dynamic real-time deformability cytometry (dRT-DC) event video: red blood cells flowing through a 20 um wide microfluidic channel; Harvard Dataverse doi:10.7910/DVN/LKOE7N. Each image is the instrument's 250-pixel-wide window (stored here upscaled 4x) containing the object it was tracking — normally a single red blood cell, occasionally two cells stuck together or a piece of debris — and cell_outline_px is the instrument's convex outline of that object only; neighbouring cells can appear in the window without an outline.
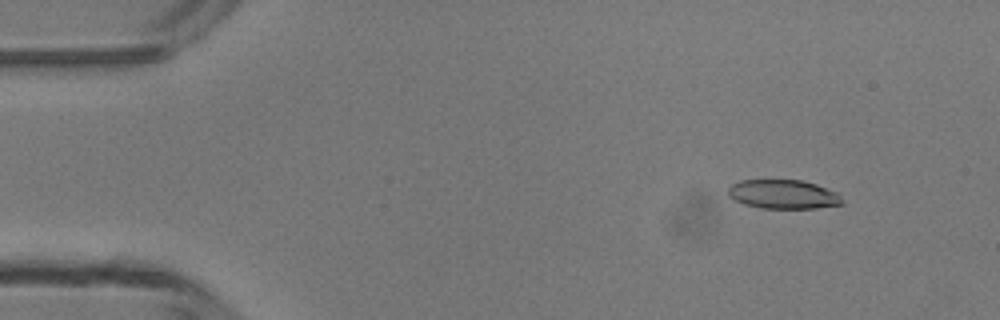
{"species": "common noctule bat (a hibernating species)", "species_latin": "Nyctalus noctula", "temperature_condition": "room temperature", "stored_images_in_passage": 48, "camera_frame_rate_fps": 3000, "um_per_image_px": 0.085, "animal": {"sex": "male", "body_mass_g": 13.3}, "frame": {"image": 1, "passage_image": 5, "time_ms": 1.333, "image_size_px": [1000, 320], "cell_outline_px": [[844, 204], [816, 208], [760, 208], [744, 204], [728, 196], [728, 188], [732, 184], [740, 180], [800, 180], [816, 184], [836, 192], [840, 196]], "centroid_in_image_um": [66.57, 16.51], "position_along_channel_um": 18.4, "area_um2": 19.25}}
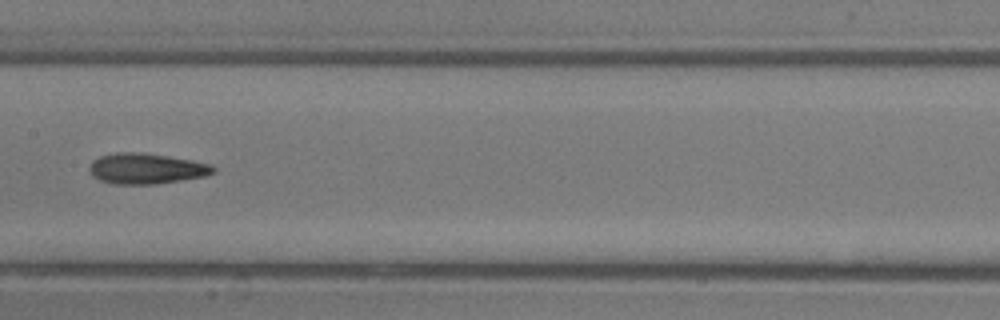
{"frame": {"image": 2, "passage_image": 24, "time_ms": 7.667, "image_size_px": [1000, 320], "cell_outline_px": [[216, 172], [204, 176], [156, 184], [112, 184], [100, 180], [92, 176], [88, 172], [88, 168], [92, 160], [100, 156], [116, 152], [140, 152], [168, 156], [192, 160], [208, 164], [216, 168]], "centroid_in_image_um": [12.38, 14.33], "position_along_channel_um": 195.0, "area_um2": 22.2}}
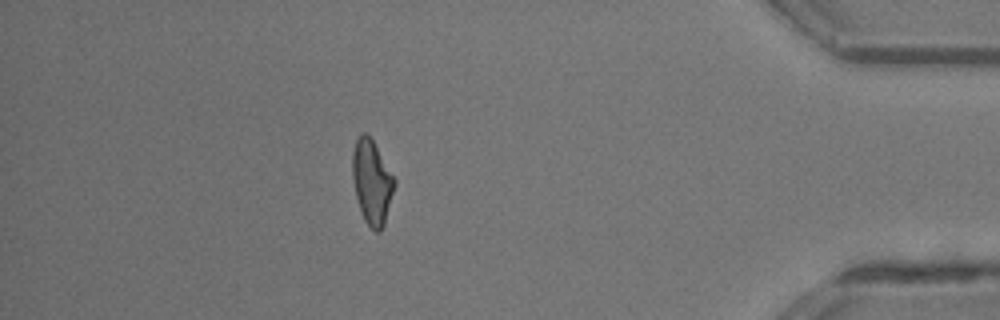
{"frame": {"image": 3, "passage_image": 42, "time_ms": 13.667, "image_size_px": [1000, 320], "cell_outline_px": [[396, 184], [384, 224], [380, 232], [376, 232], [364, 220], [356, 196], [352, 176], [352, 152], [356, 140], [360, 132], [364, 132], [372, 140], [396, 180]], "centroid_in_image_um": [31.61, 15.47], "position_along_channel_um": 403.6, "area_um2": 20.4}, "authors_computed_cell_mechanics": {"area_um2": 20.9814, "velocity_mm_per_s": 4.286, "shape_relaxation_time_tau1_ms": 5.4948, "shape_relaxation_time_tau2_ms": 3.0944, "deformation_change_tau1": 0.1646, "deformation_change_tau2": 0.127}}